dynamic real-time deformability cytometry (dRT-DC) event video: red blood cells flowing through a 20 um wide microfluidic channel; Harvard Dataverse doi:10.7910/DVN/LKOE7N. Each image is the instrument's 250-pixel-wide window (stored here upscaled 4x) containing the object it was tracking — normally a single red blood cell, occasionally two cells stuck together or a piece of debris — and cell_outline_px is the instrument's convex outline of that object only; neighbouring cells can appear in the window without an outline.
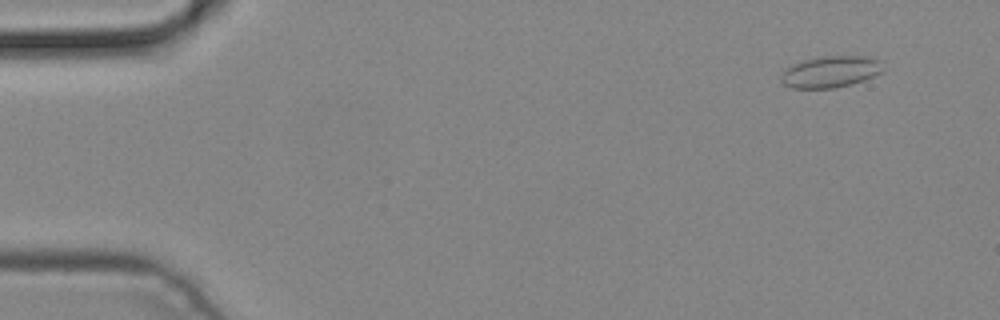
{"species": "common noctule bat (a hibernating species)", "species_latin": "Nyctalus noctula", "temperature_condition": "cold", "stored_images_in_passage": 5, "camera_frame_rate_fps": 3000, "um_per_image_px": 0.085, "animal": {"sex": "male", "body_mass_g": 19.2, "forearm_length_mm": 51.8}, "frame": {"image": 1, "passage_image": 1, "time_ms": 0.0, "image_size_px": [1000, 320], "cell_outline_px": [[884, 72], [864, 80], [852, 84], [836, 88], [792, 88], [784, 84], [780, 80], [780, 76], [784, 68], [800, 60], [816, 56], [868, 56], [880, 60], [884, 68]], "centroid_in_image_um": [70.59, 6.08], "position_along_channel_um": 14.4, "area_um2": 19.25}}
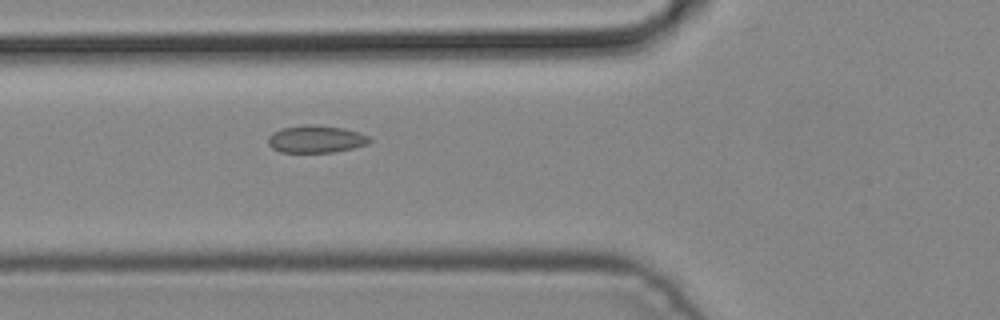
{"frame": {"image": 2, "passage_image": 5, "time_ms": 1.333, "image_size_px": [1000, 320], "cell_outline_px": [[372, 140], [368, 144], [352, 148], [332, 152], [280, 152], [272, 148], [268, 144], [268, 136], [272, 132], [284, 128], [304, 124], [312, 124], [344, 128], [360, 132], [368, 136]], "centroid_in_image_um": [26.86, 11.81], "position_along_channel_um": 98.9, "area_um2": 16.24}}